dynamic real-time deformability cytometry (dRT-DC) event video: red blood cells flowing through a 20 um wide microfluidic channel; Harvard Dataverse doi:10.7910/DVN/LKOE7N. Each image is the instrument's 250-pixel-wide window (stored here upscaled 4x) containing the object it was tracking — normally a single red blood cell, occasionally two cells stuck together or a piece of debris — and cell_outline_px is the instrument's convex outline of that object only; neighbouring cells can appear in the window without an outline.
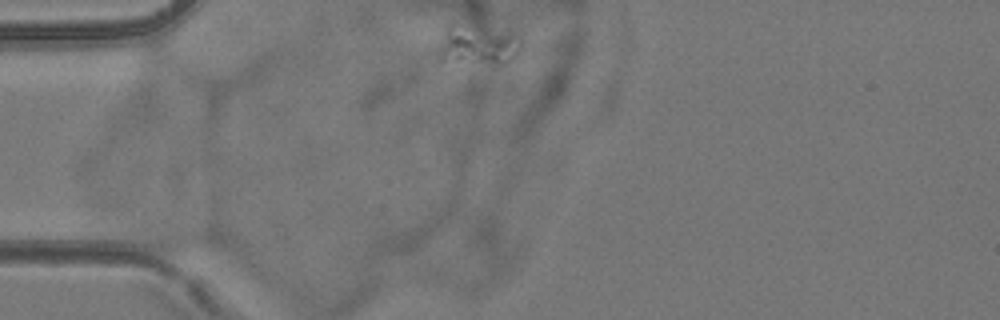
{"species": "common noctule bat (a hibernating species)", "species_latin": "Nyctalus noctula", "temperature_condition": "room temperature", "stored_images_in_passage": 3, "camera_frame_rate_fps": 3000, "um_per_image_px": 0.085, "animal": {"sex": "female", "body_mass_g": 24.6, "forearm_length_mm": 56.2}, "frame": {"image": 1, "passage_image": 1, "time_ms": 0.0, "image_size_px": [1000, 320], "cell_outline_px": [[516, 52], [512, 56], [496, 60], [472, 60], [460, 56], [448, 44], [448, 28], [456, 20], [480, 28], [504, 40]], "centroid_in_image_um": [40.56, 3.66], "position_along_channel_um": 44.4, "area_um2": 12.6}}
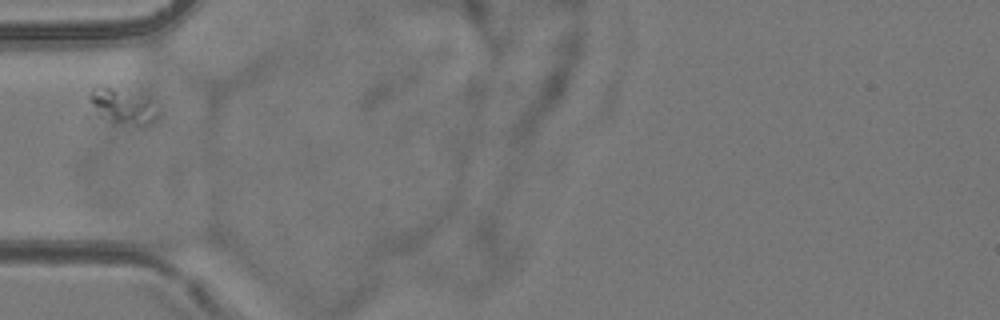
{"frame": {"image": 2, "passage_image": 2, "time_ms": 1.333, "image_size_px": [1000, 320], "cell_outline_px": [[156, 116], [148, 124], [136, 124], [108, 120], [84, 116], [88, 96], [92, 88], [96, 84], [100, 84], [112, 88], [140, 104]], "centroid_in_image_um": [9.82, 9.08], "position_along_channel_um": 75.2, "area_um2": 12.6}}